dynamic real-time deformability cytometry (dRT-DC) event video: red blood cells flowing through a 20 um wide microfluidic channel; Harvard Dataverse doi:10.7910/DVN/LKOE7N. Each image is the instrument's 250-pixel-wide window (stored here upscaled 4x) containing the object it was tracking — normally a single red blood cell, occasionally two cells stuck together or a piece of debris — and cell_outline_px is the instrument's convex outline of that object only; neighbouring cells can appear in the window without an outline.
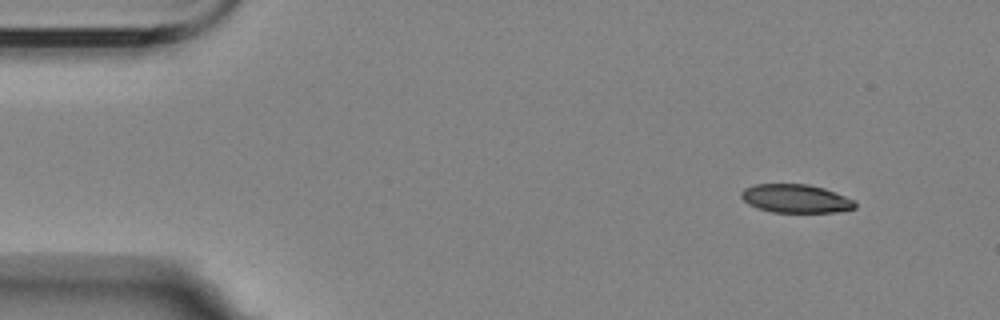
{"species": "Egyptian fruit bat (a non-hibernating species)", "species_latin": "Rousettus aegyptiacus", "temperature_condition": "room temperature", "stored_images_in_passage": 5, "camera_frame_rate_fps": 3000, "um_per_image_px": 0.085, "animal": {"sex": "female"}, "frame": {"image": 1, "passage_image": 1, "time_ms": 0.0, "image_size_px": [1000, 320], "cell_outline_px": [[856, 208], [836, 212], [772, 212], [756, 208], [748, 204], [740, 196], [740, 192], [744, 188], [756, 184], [808, 184], [824, 188], [856, 200]], "centroid_in_image_um": [67.64, 16.88], "position_along_channel_um": 17.4, "area_um2": 19.02}}
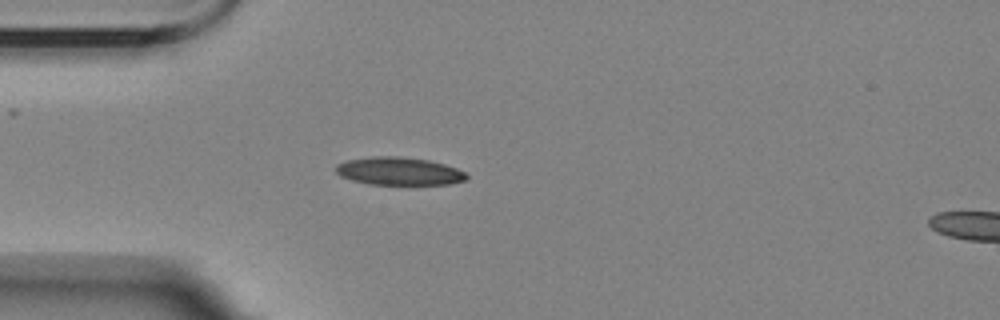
{"frame": {"image": 2, "passage_image": 4, "time_ms": 3.333, "image_size_px": [1000, 320], "cell_outline_px": [[468, 180], [448, 184], [368, 184], [352, 180], [340, 176], [336, 172], [336, 164], [344, 160], [372, 156], [400, 156], [428, 160], [444, 164], [456, 168], [464, 172], [468, 176]], "centroid_in_image_um": [33.89, 14.54], "position_along_channel_um": 51.1, "area_um2": 21.33}}